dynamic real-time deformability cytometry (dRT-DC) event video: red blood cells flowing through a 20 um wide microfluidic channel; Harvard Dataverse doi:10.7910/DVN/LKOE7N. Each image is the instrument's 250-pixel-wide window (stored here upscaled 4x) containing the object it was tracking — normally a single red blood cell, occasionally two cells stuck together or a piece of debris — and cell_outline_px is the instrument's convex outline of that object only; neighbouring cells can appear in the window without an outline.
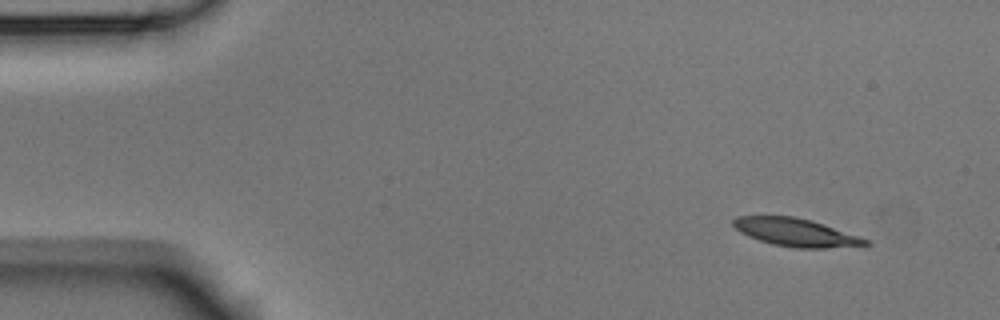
{"species": "Egyptian fruit bat (a non-hibernating species)", "species_latin": "Rousettus aegyptiacus", "temperature_condition": "room temperature", "stored_images_in_passage": 5, "camera_frame_rate_fps": 3000, "um_per_image_px": 0.085, "animal": {"sex": "male"}, "frame": {"image": 1, "passage_image": 1, "time_ms": 0.0, "image_size_px": [1000, 320], "cell_outline_px": [[872, 244], [824, 248], [792, 248], [772, 244], [748, 236], [740, 232], [732, 224], [732, 220], [736, 216], [792, 216], [812, 220], [824, 224], [868, 240]], "centroid_in_image_um": [67.59, 19.75], "position_along_channel_um": 17.4, "area_um2": 21.33}}
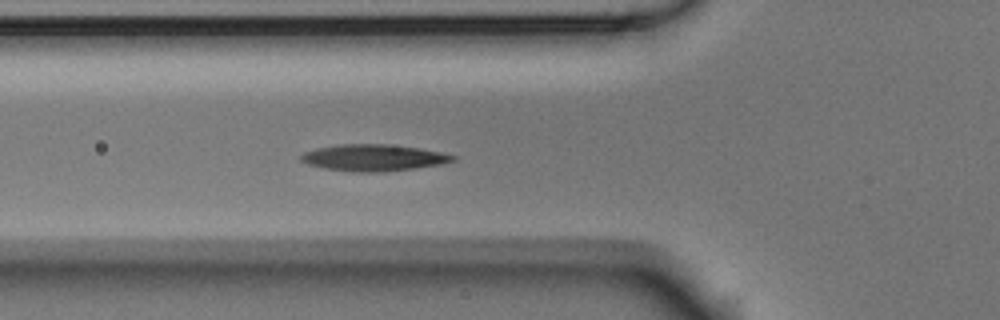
{"frame": {"image": 2, "passage_image": 5, "time_ms": 1.333, "image_size_px": [1000, 320], "cell_outline_px": [[456, 160], [444, 164], [416, 168], [384, 172], [352, 172], [324, 168], [308, 164], [300, 160], [300, 156], [304, 152], [316, 148], [336, 144], [388, 144], [420, 148], [440, 152], [456, 156]], "centroid_in_image_um": [31.76, 13.4], "position_along_channel_um": 94.0, "area_um2": 23.76}}